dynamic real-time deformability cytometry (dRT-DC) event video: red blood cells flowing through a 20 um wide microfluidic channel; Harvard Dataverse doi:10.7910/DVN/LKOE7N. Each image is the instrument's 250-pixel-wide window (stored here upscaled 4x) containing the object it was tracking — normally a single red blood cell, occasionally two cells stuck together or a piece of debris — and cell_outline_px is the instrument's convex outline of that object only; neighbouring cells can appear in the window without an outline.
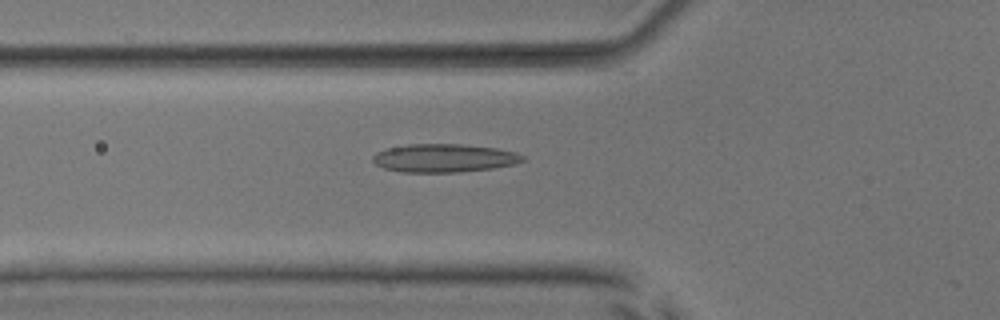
{"species": "common noctule bat (a hibernating species)", "species_latin": "Nyctalus noctula", "temperature_condition": "room temperature", "stored_images_in_passage": 49, "camera_frame_rate_fps": 3000, "um_per_image_px": 0.085, "animal": {"sex": "male", "body_mass_g": 17.9, "forearm_length_mm": 54.2}, "frame": {"image": 1, "passage_image": 19, "time_ms": 6.0, "image_size_px": [1000, 320], "cell_outline_px": [[524, 160], [516, 164], [492, 168], [460, 172], [400, 172], [384, 168], [376, 164], [372, 160], [372, 156], [376, 152], [388, 148], [408, 144], [460, 144], [496, 148], [516, 152], [524, 156]], "centroid_in_image_um": [37.74, 13.44], "position_along_channel_um": 88.1, "area_um2": 24.74}}
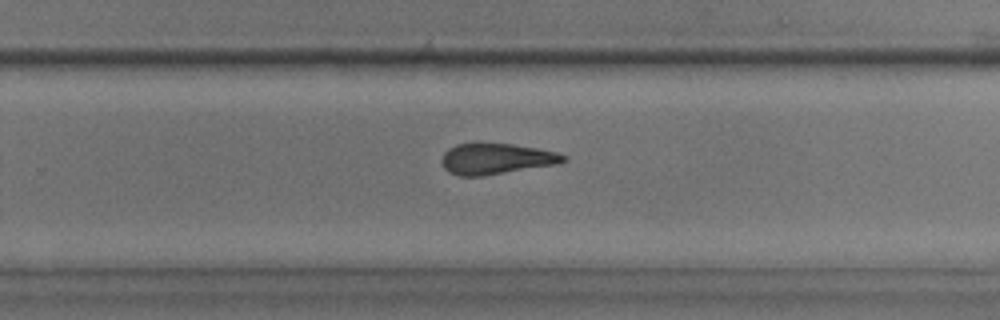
{"frame": {"image": 2, "passage_image": 34, "time_ms": 11.0, "image_size_px": [1000, 320], "cell_outline_px": [[568, 160], [560, 164], [480, 176], [460, 176], [448, 172], [444, 168], [440, 160], [444, 152], [448, 148], [456, 144], [512, 144], [536, 148], [556, 152], [568, 156]], "centroid_in_image_um": [42.19, 13.51], "position_along_channel_um": 287.6, "area_um2": 21.91}}
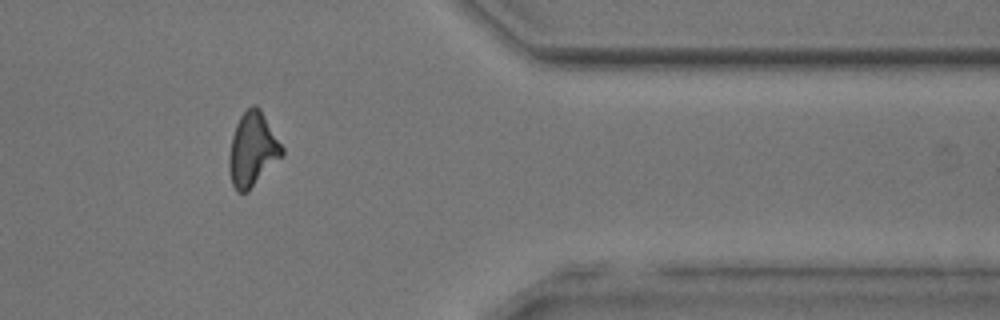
{"frame": {"image": 3, "passage_image": 43, "time_ms": 14.0, "image_size_px": [1000, 320], "cell_outline_px": [[284, 156], [248, 192], [236, 192], [232, 184], [228, 168], [228, 156], [232, 136], [236, 124], [240, 116], [252, 104], [256, 104], [260, 108], [284, 148]], "centroid_in_image_um": [21.48, 12.73], "position_along_channel_um": 389.9, "area_um2": 23.18}, "authors_computed_cell_mechanics": {"area_um2": 23.0622, "velocity_mm_per_s": 3.9982, "shape_relaxation_time_tau1_ms": null, "shape_relaxation_time_tau2_ms": 2.4061, "deformation_change_tau1": null, "deformation_change_tau2": 0.1022}}